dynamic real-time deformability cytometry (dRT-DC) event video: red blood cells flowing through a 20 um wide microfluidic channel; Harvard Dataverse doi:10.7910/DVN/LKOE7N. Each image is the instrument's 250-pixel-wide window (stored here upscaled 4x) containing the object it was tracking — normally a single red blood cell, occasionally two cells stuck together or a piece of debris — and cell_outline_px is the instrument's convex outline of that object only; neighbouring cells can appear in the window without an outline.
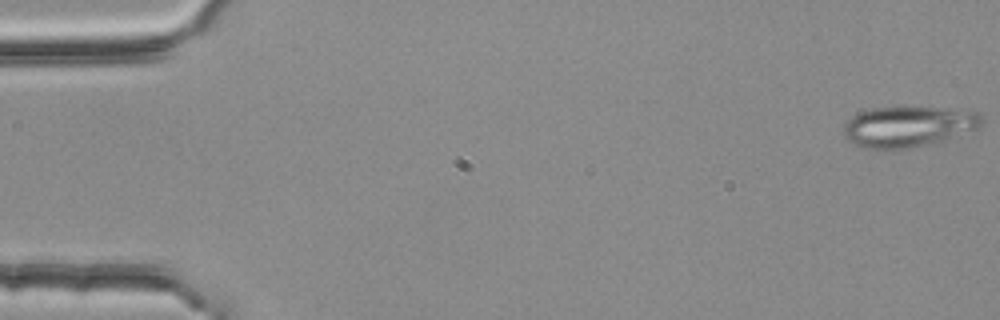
{"species": "common noctule bat (a hibernating species)", "species_latin": "Nyctalus noctula", "temperature_condition": "room temperature", "stored_images_in_passage": 54, "camera_frame_rate_fps": 3000, "um_per_image_px": 0.085, "animal": {"sex": "female", "body_mass_g": 25.1}, "frame": {"image": 1, "passage_image": 1, "time_ms": 0.0, "image_size_px": [1000, 320], "cell_outline_px": [[984, 120], [980, 128], [940, 140], [924, 144], [884, 152], [868, 148], [856, 144], [848, 140], [844, 136], [844, 124], [856, 112], [868, 108], [944, 108], [980, 112]], "centroid_in_image_um": [77.17, 10.76], "position_along_channel_um": 7.8, "area_um2": 32.66}}
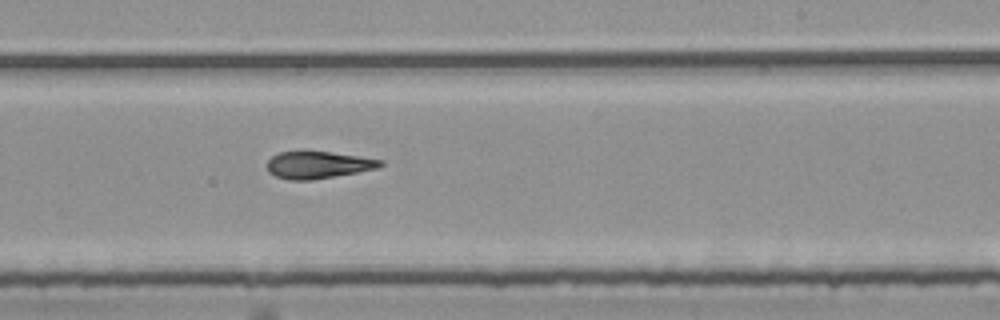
{"frame": {"image": 2, "passage_image": 33, "time_ms": 10.667, "image_size_px": [1000, 320], "cell_outline_px": [[384, 164], [380, 168], [312, 180], [288, 180], [276, 176], [268, 172], [268, 160], [272, 156], [280, 152], [328, 152], [384, 160]], "centroid_in_image_um": [27.06, 14.03], "position_along_channel_um": 261.9, "area_um2": 17.69}}
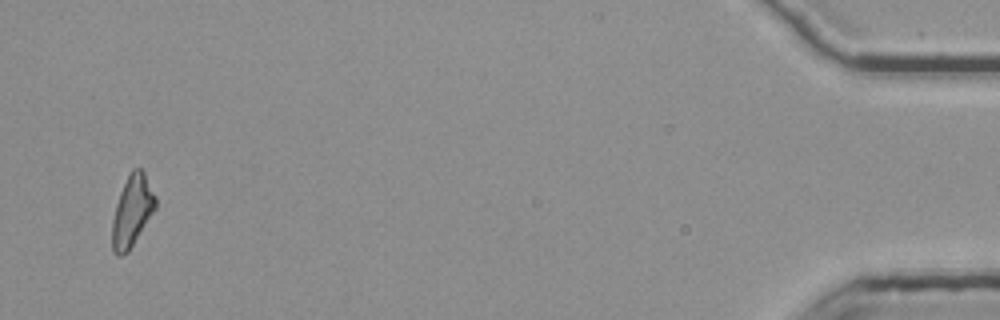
{"frame": {"image": 3, "passage_image": 53, "time_ms": 17.333, "image_size_px": [1000, 320], "cell_outline_px": [[156, 208], [128, 252], [120, 256], [116, 256], [112, 252], [112, 220], [116, 204], [120, 192], [132, 168], [140, 168], [144, 172], [156, 196]], "centroid_in_image_um": [11.22, 17.95], "position_along_channel_um": 424.0, "area_um2": 17.92}, "authors_computed_cell_mechanics": {"area_um2": 18.6983, "velocity_mm_per_s": 3.766, "shape_relaxation_time_tau1_ms": null, "shape_relaxation_time_tau2_ms": 5.7492, "deformation_change_tau1": null, "deformation_change_tau2": 0.1564}}